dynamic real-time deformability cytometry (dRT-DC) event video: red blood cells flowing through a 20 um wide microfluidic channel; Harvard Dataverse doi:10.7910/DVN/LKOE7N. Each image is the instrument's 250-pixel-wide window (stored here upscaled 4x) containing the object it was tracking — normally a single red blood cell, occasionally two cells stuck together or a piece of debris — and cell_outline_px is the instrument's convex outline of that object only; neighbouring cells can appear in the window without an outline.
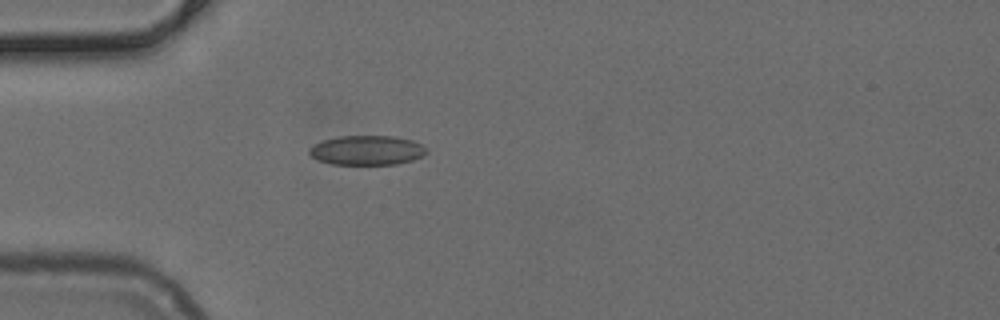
{"species": "common noctule bat (a hibernating species)", "species_latin": "Nyctalus noctula", "temperature_condition": "cold", "stored_images_in_passage": 37, "camera_frame_rate_fps": 3000, "um_per_image_px": 0.085, "animal": {"sex": "female", "body_mass_g": 24.6, "forearm_length_mm": 56.2}, "frame": {"image": 1, "passage_image": 1, "time_ms": 0.0, "image_size_px": [1000, 320], "cell_outline_px": [[428, 152], [412, 160], [396, 164], [332, 164], [320, 160], [312, 156], [308, 152], [308, 148], [324, 140], [340, 136], [396, 136], [412, 140], [428, 148]], "centroid_in_image_um": [31.21, 12.76], "position_along_channel_um": 53.8, "area_um2": 20.0}}
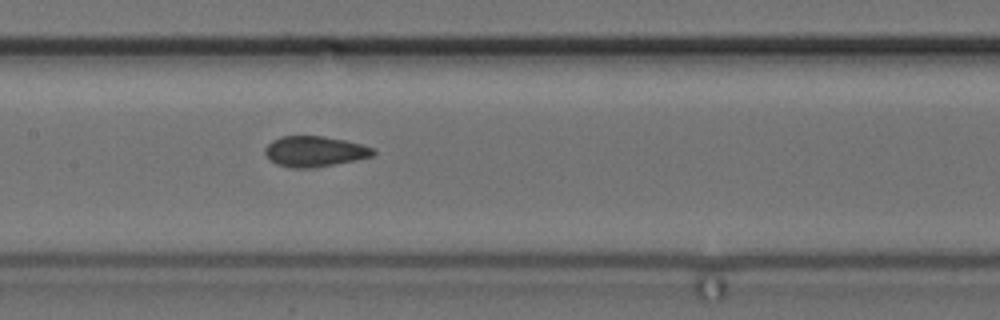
{"frame": {"image": 2, "passage_image": 11, "time_ms": 3.333, "image_size_px": [1000, 320], "cell_outline_px": [[376, 152], [372, 156], [356, 160], [308, 168], [296, 168], [276, 164], [268, 160], [264, 152], [264, 148], [272, 140], [280, 136], [324, 136], [344, 140], [376, 148]], "centroid_in_image_um": [26.72, 12.86], "position_along_channel_um": 180.7, "area_um2": 19.25}}
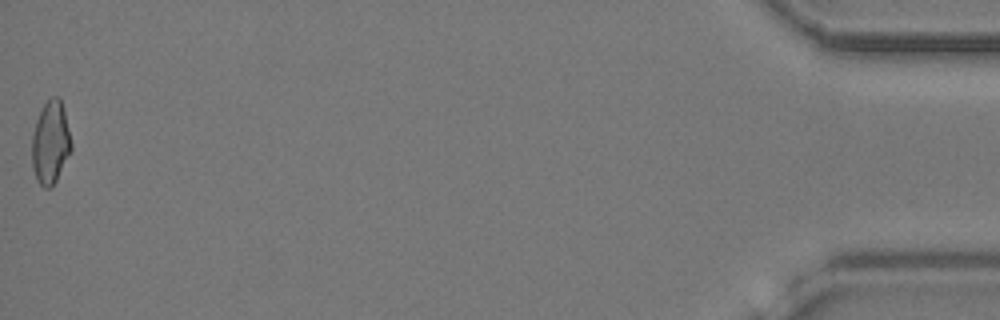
{"frame": {"image": 3, "passage_image": 37, "time_ms": 12.0, "image_size_px": [1000, 320], "cell_outline_px": [[72, 152], [56, 180], [48, 188], [44, 188], [36, 180], [32, 168], [32, 136], [36, 120], [40, 108], [52, 96], [60, 96], [72, 144]], "centroid_in_image_um": [4.29, 12.11], "position_along_channel_um": 430.9, "area_um2": 19.13}}